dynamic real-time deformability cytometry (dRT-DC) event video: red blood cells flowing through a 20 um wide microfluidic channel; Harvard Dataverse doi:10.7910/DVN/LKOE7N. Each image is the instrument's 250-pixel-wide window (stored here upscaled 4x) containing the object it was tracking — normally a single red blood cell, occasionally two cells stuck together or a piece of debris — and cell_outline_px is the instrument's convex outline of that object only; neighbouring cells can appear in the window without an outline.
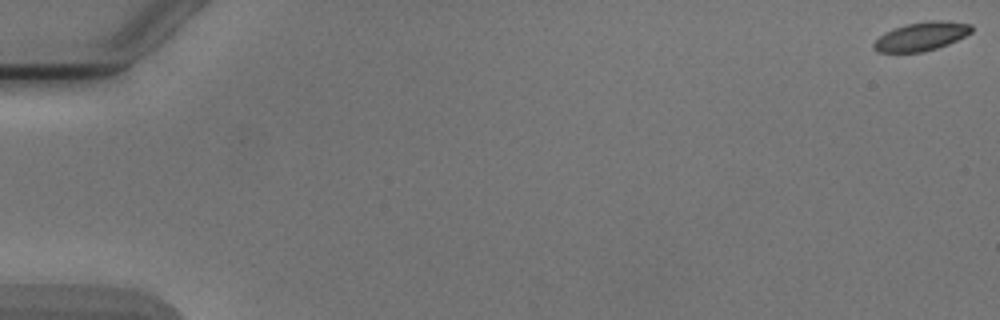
{"species": "Egyptian fruit bat (a non-hibernating species)", "species_latin": "Rousettus aegyptiacus", "temperature_condition": "cold", "stored_images_in_passage": 4, "camera_frame_rate_fps": 3000, "um_per_image_px": 0.085, "animal": {"sex": "male"}, "frame": {"image": 1, "passage_image": 1, "time_ms": 0.0, "image_size_px": [1000, 320], "cell_outline_px": [[972, 32], [948, 44], [924, 52], [876, 52], [872, 48], [872, 44], [884, 32], [908, 24], [928, 20], [944, 20], [972, 24]], "centroid_in_image_um": [78.31, 3.09], "position_along_channel_um": 6.7, "area_um2": 16.3}}